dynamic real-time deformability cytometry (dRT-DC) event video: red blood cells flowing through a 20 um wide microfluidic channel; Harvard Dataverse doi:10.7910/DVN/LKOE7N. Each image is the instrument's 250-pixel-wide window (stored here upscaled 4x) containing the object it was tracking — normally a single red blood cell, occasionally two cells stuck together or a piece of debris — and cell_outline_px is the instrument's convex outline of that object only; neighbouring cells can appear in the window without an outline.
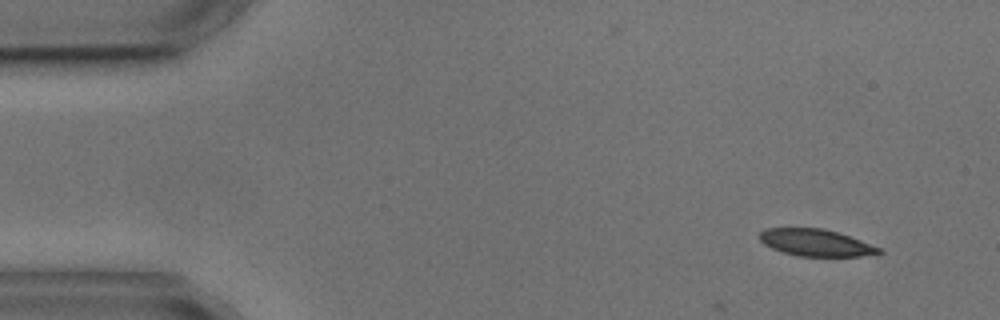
{"species": "common noctule bat (a hibernating species)", "species_latin": "Nyctalus noctula", "temperature_condition": "cold", "stored_images_in_passage": 4, "camera_frame_rate_fps": 3000, "um_per_image_px": 0.085, "animal": {"sex": "male", "body_mass_g": 17.9, "forearm_length_mm": 54.2}, "frame": {"image": 1, "passage_image": 1, "time_ms": 0.0, "image_size_px": [1000, 320], "cell_outline_px": [[884, 252], [860, 256], [796, 256], [772, 248], [764, 244], [760, 240], [760, 232], [764, 228], [824, 228], [860, 240], [880, 248]], "centroid_in_image_um": [69.31, 20.62], "position_along_channel_um": 15.7, "area_um2": 18.5}}
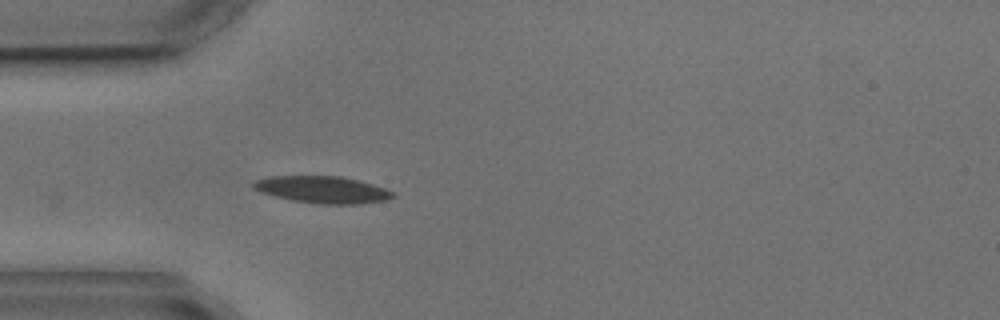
{"frame": {"image": 2, "passage_image": 4, "time_ms": 3.667, "image_size_px": [1000, 320], "cell_outline_px": [[396, 196], [384, 200], [360, 204], [320, 204], [292, 200], [260, 192], [252, 188], [252, 184], [256, 180], [268, 176], [340, 176], [360, 180], [396, 192]], "centroid_in_image_um": [27.43, 16.11], "position_along_channel_um": 57.6, "area_um2": 21.96}}